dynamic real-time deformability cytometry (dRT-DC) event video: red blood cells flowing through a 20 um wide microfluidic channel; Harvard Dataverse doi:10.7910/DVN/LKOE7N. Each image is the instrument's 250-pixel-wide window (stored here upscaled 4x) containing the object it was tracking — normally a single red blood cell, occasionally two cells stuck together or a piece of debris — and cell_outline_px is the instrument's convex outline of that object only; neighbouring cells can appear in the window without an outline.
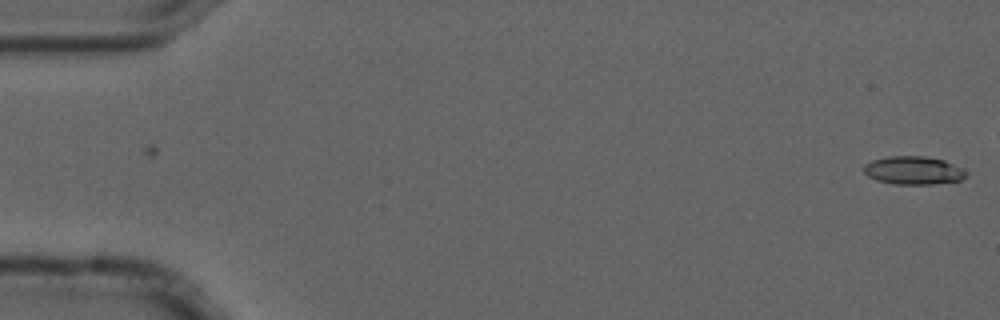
{"species": "common noctule bat (a hibernating species)", "species_latin": "Nyctalus noctula", "temperature_condition": "cold", "stored_images_in_passage": 2, "camera_frame_rate_fps": 3000, "um_per_image_px": 0.085, "animal": {"sex": "male", "forearm_length_mm": 52.5}, "frame": {"image": 1, "passage_image": 2, "time_ms": 0.333, "image_size_px": [1000, 320], "cell_outline_px": [[968, 172], [960, 180], [932, 184], [892, 184], [876, 180], [868, 176], [864, 172], [864, 164], [872, 160], [888, 156], [924, 156], [944, 160], [964, 168]], "centroid_in_image_um": [77.63, 14.48], "position_along_channel_um": 7.4, "area_um2": 16.88}}